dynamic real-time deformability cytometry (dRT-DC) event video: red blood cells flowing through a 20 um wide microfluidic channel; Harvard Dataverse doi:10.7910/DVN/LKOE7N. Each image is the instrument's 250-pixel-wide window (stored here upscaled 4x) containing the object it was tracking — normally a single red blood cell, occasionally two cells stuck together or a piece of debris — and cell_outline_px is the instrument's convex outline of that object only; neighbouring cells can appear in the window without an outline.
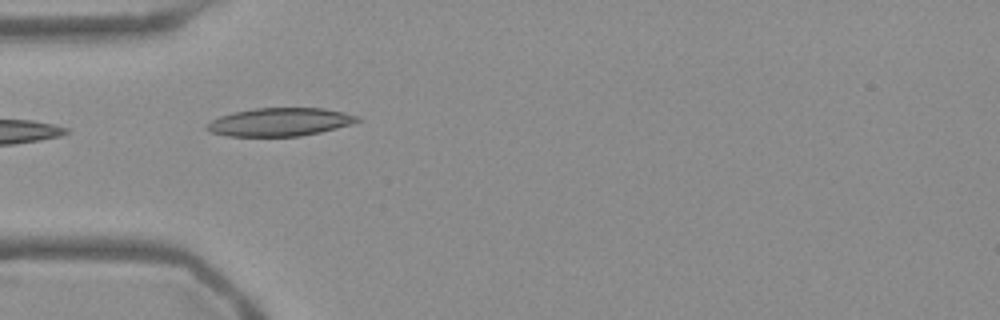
{"species": "Egyptian fruit bat (a non-hibernating species)", "species_latin": "Rousettus aegyptiacus", "temperature_condition": "warm", "stored_images_in_passage": 5, "camera_frame_rate_fps": 3000, "um_per_image_px": 0.085, "frame": {"image": 1, "passage_image": 1, "time_ms": 0.0, "image_size_px": [1000, 320], "cell_outline_px": [[360, 120], [352, 124], [320, 132], [300, 136], [228, 136], [208, 132], [204, 128], [204, 124], [220, 116], [232, 112], [256, 108], [324, 108], [344, 112], [360, 116]], "centroid_in_image_um": [23.75, 10.37], "position_along_channel_um": 61.2, "area_um2": 24.91}}